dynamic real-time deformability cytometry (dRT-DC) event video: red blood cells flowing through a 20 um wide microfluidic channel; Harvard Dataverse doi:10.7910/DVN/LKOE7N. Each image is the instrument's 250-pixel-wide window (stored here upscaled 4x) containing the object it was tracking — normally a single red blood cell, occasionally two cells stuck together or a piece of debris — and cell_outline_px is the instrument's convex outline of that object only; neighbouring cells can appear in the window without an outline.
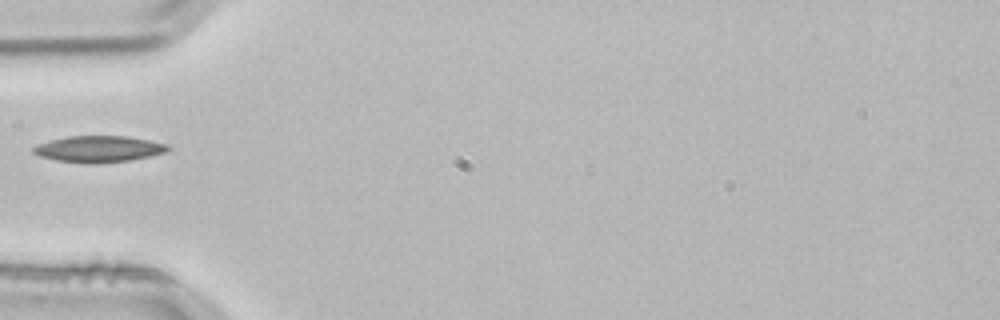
{"species": "common noctule bat (a hibernating species)", "species_latin": "Nyctalus noctula", "temperature_condition": "room temperature", "stored_images_in_passage": 4, "camera_frame_rate_fps": 3000, "um_per_image_px": 0.085, "animal": {"sex": "male", "body_mass_g": 21.5, "forearm_length_mm": 52.0}, "frame": {"image": 1, "passage_image": 4, "time_ms": 1.0, "image_size_px": [1000, 320], "cell_outline_px": [[172, 148], [168, 152], [128, 160], [92, 164], [88, 164], [56, 160], [40, 156], [32, 152], [32, 148], [36, 144], [68, 136], [128, 136], [168, 144]], "centroid_in_image_um": [8.4, 12.66], "position_along_channel_um": 76.6, "area_um2": 20.69}}